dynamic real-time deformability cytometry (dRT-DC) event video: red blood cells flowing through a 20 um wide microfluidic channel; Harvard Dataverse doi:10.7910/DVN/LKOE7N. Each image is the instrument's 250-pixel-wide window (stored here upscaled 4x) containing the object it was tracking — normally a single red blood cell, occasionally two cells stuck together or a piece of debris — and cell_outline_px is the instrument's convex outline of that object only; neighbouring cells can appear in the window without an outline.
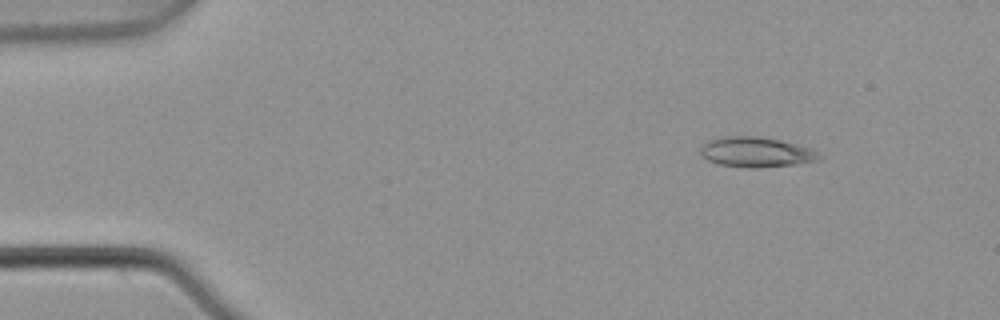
{"species": "common noctule bat (a hibernating species)", "species_latin": "Nyctalus noctula", "temperature_condition": "warm", "stored_images_in_passage": 5, "camera_frame_rate_fps": 3000, "um_per_image_px": 0.085, "animal": {"sex": "male", "body_mass_g": 21.5, "forearm_length_mm": 52.0}, "frame": {"image": 1, "passage_image": 2, "time_ms": 0.333, "image_size_px": [1000, 320], "cell_outline_px": [[824, 156], [820, 160], [796, 164], [756, 168], [752, 168], [720, 164], [708, 160], [700, 156], [700, 148], [708, 140], [724, 136], [756, 136], [780, 140], [796, 144], [808, 148]], "centroid_in_image_um": [64.26, 12.93], "position_along_channel_um": 20.7, "area_um2": 20.75}}
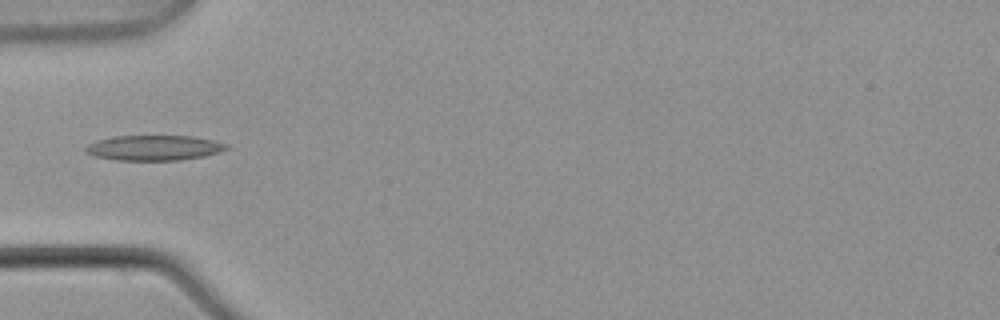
{"frame": {"image": 2, "passage_image": 5, "time_ms": 1.333, "image_size_px": [1000, 320], "cell_outline_px": [[232, 148], [220, 152], [204, 156], [180, 160], [116, 160], [96, 156], [84, 152], [84, 148], [88, 144], [96, 140], [112, 136], [192, 136], [212, 140], [228, 144]], "centroid_in_image_um": [13.1, 12.56], "position_along_channel_um": 71.9, "area_um2": 20.81}}